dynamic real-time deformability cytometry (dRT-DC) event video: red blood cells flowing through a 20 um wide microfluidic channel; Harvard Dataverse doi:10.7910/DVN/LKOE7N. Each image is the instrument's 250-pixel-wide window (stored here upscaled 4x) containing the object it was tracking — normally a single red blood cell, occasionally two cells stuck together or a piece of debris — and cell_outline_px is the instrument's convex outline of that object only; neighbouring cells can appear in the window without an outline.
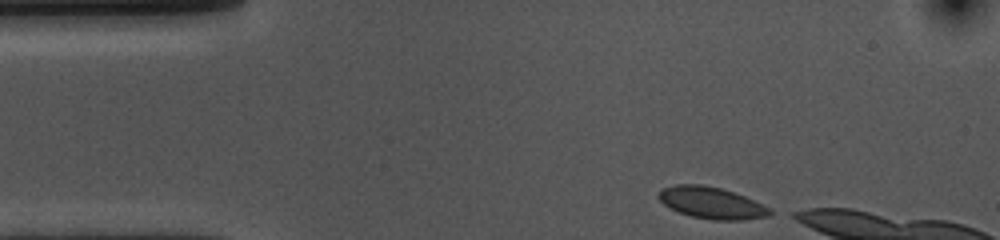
{"species": "common noctule bat (a hibernating species)", "species_latin": "Nyctalus noctula", "temperature_condition": "cold", "stored_images_in_passage": 8, "camera_frame_rate_fps": 3000, "um_per_image_px": 0.085, "animal": {"sex": "female", "body_mass_g": 10.0, "forearm_length_mm": 53.1}, "frame": {"image": 1, "passage_image": 1, "time_ms": 0.0, "image_size_px": [1000, 240], "cell_outline_px": [[776, 212], [768, 216], [744, 220], [712, 220], [692, 216], [680, 212], [664, 204], [656, 196], [656, 192], [664, 188], [676, 184], [700, 184], [720, 188], [744, 196], [772, 208]], "centroid_in_image_um": [60.51, 17.25], "position_along_channel_um": 24.5, "area_um2": 20.58}}